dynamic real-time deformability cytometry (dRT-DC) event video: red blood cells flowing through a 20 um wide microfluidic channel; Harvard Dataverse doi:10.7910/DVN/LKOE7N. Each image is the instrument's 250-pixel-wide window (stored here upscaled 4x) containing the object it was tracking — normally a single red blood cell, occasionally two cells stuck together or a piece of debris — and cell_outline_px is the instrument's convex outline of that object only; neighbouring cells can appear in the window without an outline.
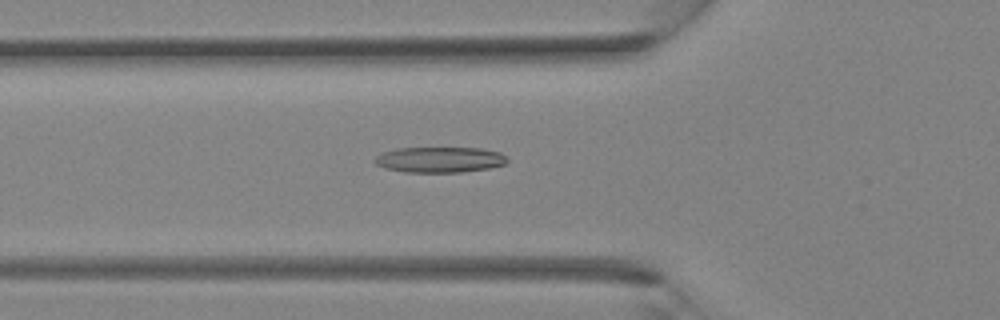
{"species": "Egyptian fruit bat (a non-hibernating species)", "species_latin": "Rousettus aegyptiacus", "temperature_condition": "room temperature", "stored_images_in_passage": 32, "camera_frame_rate_fps": 3000, "um_per_image_px": 0.085, "animal": {"sex": "female"}, "frame": {"image": 1, "passage_image": 9, "time_ms": 2.667, "image_size_px": [1000, 320], "cell_outline_px": [[508, 160], [504, 164], [488, 168], [460, 172], [404, 172], [384, 168], [376, 164], [372, 160], [376, 156], [384, 152], [396, 148], [480, 148], [500, 152]], "centroid_in_image_um": [37.33, 13.57], "position_along_channel_um": 88.5, "area_um2": 19.71}}
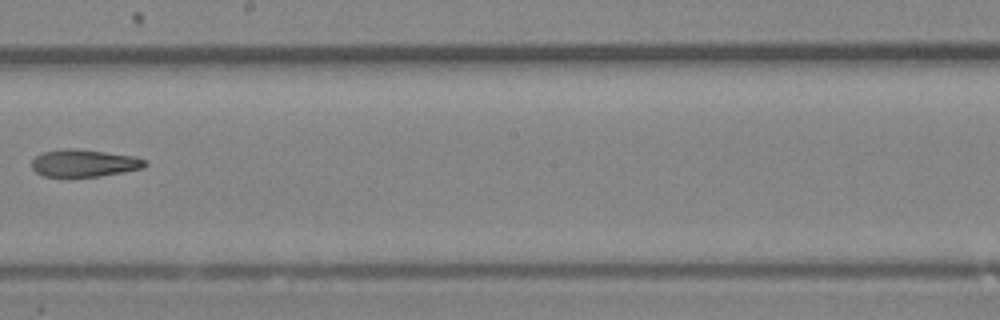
{"frame": {"image": 2, "passage_image": 17, "time_ms": 5.333, "image_size_px": [1000, 320], "cell_outline_px": [[148, 164], [144, 168], [100, 176], [64, 180], [44, 176], [36, 172], [32, 168], [32, 160], [36, 156], [44, 152], [64, 148], [72, 148], [136, 156], [144, 160]], "centroid_in_image_um": [7.11, 13.91], "position_along_channel_um": 241.1, "area_um2": 18.67}}
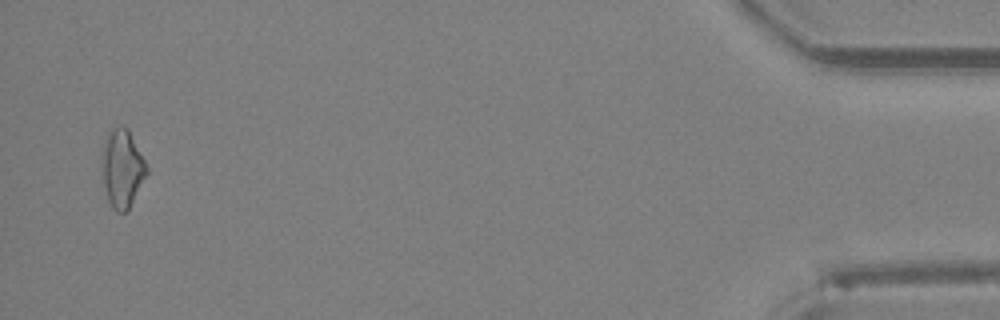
{"frame": {"image": 3, "passage_image": 31, "time_ms": 10.0, "image_size_px": [1000, 320], "cell_outline_px": [[148, 172], [128, 212], [116, 212], [112, 208], [108, 200], [100, 172], [100, 156], [104, 140], [108, 132], [112, 128], [128, 128], [148, 168]], "centroid_in_image_um": [10.35, 14.35], "position_along_channel_um": 424.9, "area_um2": 20.69}}